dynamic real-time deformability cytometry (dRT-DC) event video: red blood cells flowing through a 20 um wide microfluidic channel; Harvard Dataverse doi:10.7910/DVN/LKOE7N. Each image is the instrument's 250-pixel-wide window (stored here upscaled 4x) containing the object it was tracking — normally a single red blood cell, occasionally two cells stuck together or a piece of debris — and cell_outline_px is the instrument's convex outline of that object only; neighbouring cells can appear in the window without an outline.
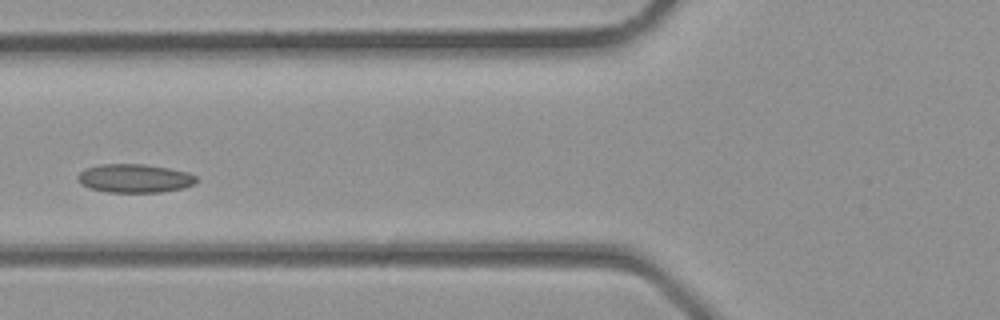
{"species": "common noctule bat (a hibernating species)", "species_latin": "Nyctalus noctula", "temperature_condition": "room temperature", "stored_images_in_passage": 13, "camera_frame_rate_fps": 3000, "um_per_image_px": 0.085, "animal": {"sex": "male", "body_mass_g": 23.1, "forearm_length_mm": 52.7}, "frame": {"image": 1, "passage_image": 10, "time_ms": 3.0, "image_size_px": [1000, 320], "cell_outline_px": [[200, 180], [196, 184], [184, 188], [160, 192], [108, 192], [88, 188], [80, 184], [76, 176], [84, 168], [100, 164], [144, 164], [168, 168], [188, 172], [196, 176]], "centroid_in_image_um": [11.45, 15.16], "position_along_channel_um": 114.4, "area_um2": 20.06}}